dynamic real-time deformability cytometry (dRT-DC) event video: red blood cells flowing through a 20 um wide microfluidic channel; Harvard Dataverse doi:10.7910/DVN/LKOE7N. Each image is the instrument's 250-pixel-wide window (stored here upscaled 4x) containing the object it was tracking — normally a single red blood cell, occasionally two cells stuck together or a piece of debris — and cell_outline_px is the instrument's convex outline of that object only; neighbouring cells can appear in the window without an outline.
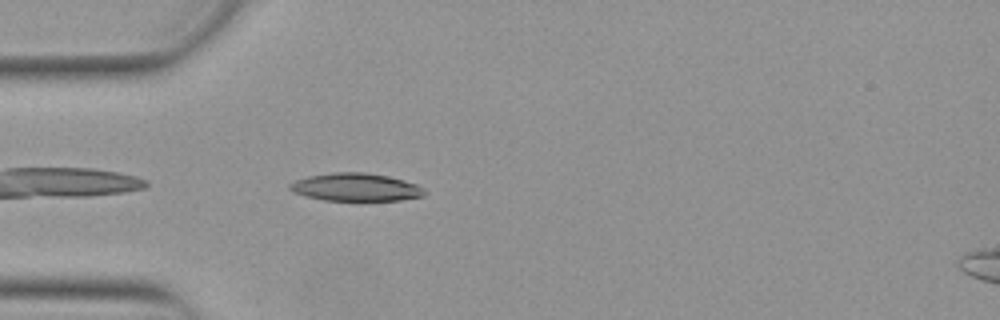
{"species": "Egyptian fruit bat (a non-hibernating species)", "species_latin": "Rousettus aegyptiacus", "temperature_condition": "warm", "stored_images_in_passage": 4, "camera_frame_rate_fps": 3000, "um_per_image_px": 0.085, "animal": {"sex": "female"}, "frame": {"image": 1, "passage_image": 2, "time_ms": 0.333, "image_size_px": [1000, 320], "cell_outline_px": [[428, 192], [424, 196], [400, 200], [324, 200], [292, 192], [288, 188], [288, 184], [296, 180], [308, 176], [332, 172], [364, 172], [388, 176], [416, 184], [424, 188]], "centroid_in_image_um": [30.25, 15.9], "position_along_channel_um": 54.8, "area_um2": 21.85}}